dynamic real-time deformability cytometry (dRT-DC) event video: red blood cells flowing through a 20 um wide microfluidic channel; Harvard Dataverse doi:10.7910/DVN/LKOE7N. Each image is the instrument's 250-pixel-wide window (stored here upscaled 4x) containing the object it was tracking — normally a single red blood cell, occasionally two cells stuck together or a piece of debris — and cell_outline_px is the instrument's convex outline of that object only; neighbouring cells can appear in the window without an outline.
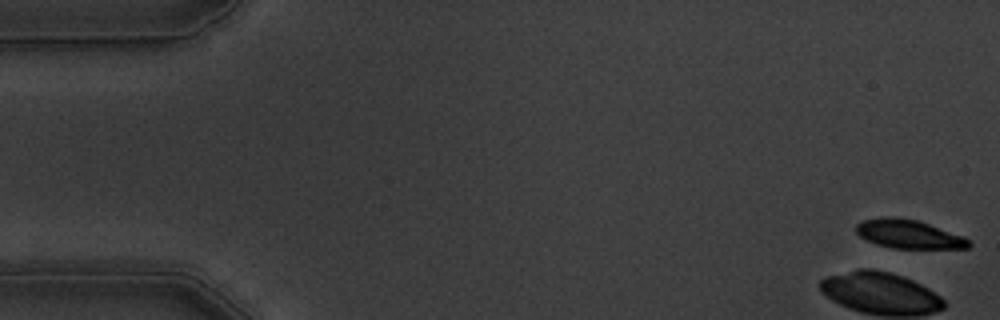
{"species": "common noctule bat (a hibernating species)", "species_latin": "Nyctalus noctula", "temperature_condition": "warm", "stored_images_in_passage": 56, "camera_frame_rate_fps": 3000, "um_per_image_px": 0.085, "animal": {"sex": "male", "body_mass_g": 19.5, "forearm_length_mm": 54.6}, "frame": {"image": 1, "passage_image": 1, "time_ms": 0.0, "image_size_px": [1000, 320], "cell_outline_px": [[972, 244], [968, 248], [892, 248], [876, 244], [860, 236], [856, 232], [856, 224], [864, 220], [880, 216], [896, 216], [916, 220], [964, 236]], "centroid_in_image_um": [77.22, 19.89], "position_along_channel_um": 7.8, "area_um2": 18.79}}